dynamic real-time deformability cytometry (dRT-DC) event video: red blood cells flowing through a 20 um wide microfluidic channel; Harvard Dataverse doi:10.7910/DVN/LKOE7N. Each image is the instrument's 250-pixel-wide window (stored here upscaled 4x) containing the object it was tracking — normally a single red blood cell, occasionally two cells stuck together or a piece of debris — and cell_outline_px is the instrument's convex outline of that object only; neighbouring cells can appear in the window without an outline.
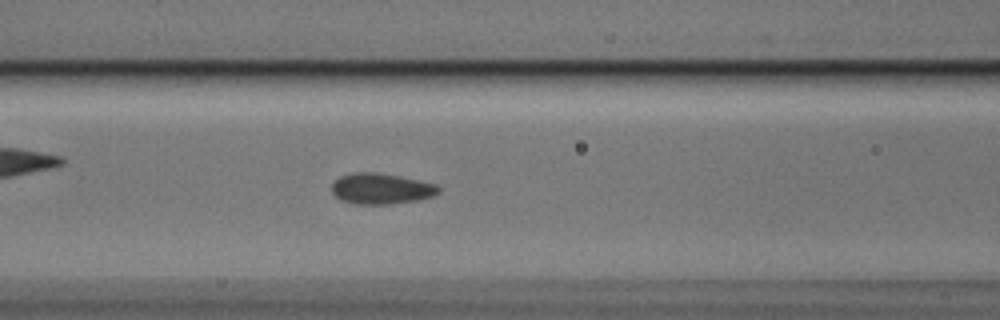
{"species": "Egyptian fruit bat (a non-hibernating species)", "species_latin": "Rousettus aegyptiacus", "temperature_condition": "cold", "stored_images_in_passage": 49, "camera_frame_rate_fps": 3000, "um_per_image_px": 0.085, "animal": {"sex": "male"}, "frame": {"image": 1, "passage_image": 17, "time_ms": 5.333, "image_size_px": [1000, 320], "cell_outline_px": [[440, 192], [432, 196], [420, 200], [392, 204], [356, 204], [340, 200], [332, 192], [332, 184], [340, 176], [356, 172], [376, 172], [400, 176], [436, 184], [440, 188]], "centroid_in_image_um": [32.41, 16.04], "position_along_channel_um": 134.2, "area_um2": 19.25}}
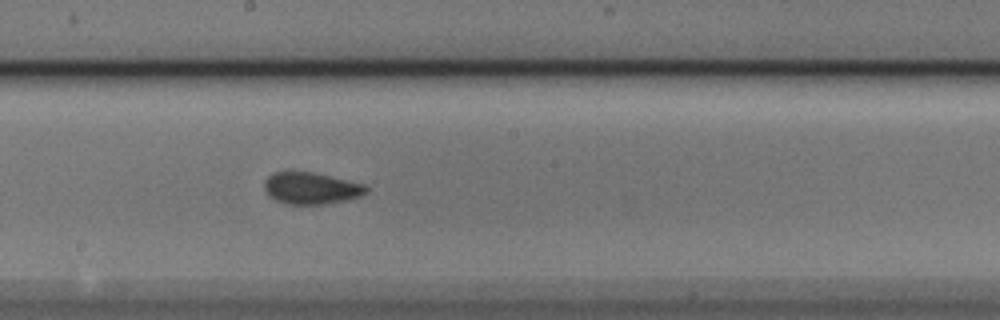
{"frame": {"image": 2, "passage_image": 24, "time_ms": 7.667, "image_size_px": [1000, 320], "cell_outline_px": [[368, 192], [360, 196], [348, 200], [324, 204], [288, 204], [276, 200], [268, 196], [264, 192], [264, 180], [268, 176], [276, 172], [312, 172], [364, 184], [368, 188]], "centroid_in_image_um": [26.43, 16.01], "position_along_channel_um": 221.8, "area_um2": 18.84}}
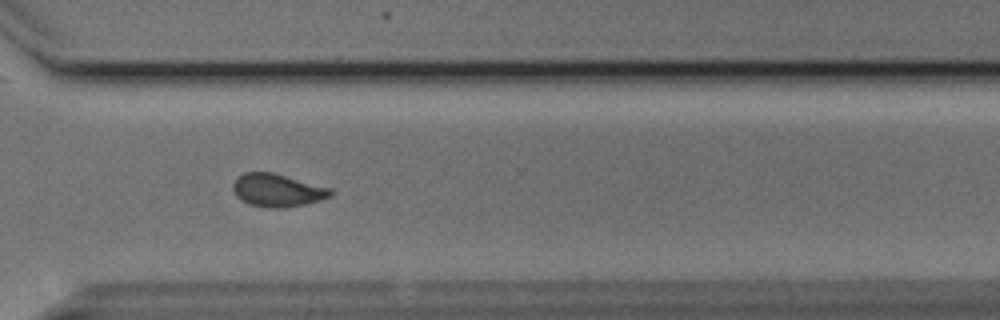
{"frame": {"image": 3, "passage_image": 34, "time_ms": 11.0, "image_size_px": [1000, 320], "cell_outline_px": [[332, 196], [320, 200], [304, 204], [280, 208], [268, 208], [248, 204], [240, 200], [236, 196], [232, 188], [232, 184], [236, 176], [244, 172], [272, 172], [332, 188]], "centroid_in_image_um": [23.54, 16.17], "position_along_channel_um": 347.1, "area_um2": 18.9}, "authors_computed_cell_mechanics": {"area_um2": 18.496, "velocity_mm_per_s": 3.7598, "shape_relaxation_time_tau1_ms": 4.3525, "shape_relaxation_time_tau2_ms": 1.9158, "deformation_change_tau1": 0.0775, "deformation_change_tau2": 0.0515}}